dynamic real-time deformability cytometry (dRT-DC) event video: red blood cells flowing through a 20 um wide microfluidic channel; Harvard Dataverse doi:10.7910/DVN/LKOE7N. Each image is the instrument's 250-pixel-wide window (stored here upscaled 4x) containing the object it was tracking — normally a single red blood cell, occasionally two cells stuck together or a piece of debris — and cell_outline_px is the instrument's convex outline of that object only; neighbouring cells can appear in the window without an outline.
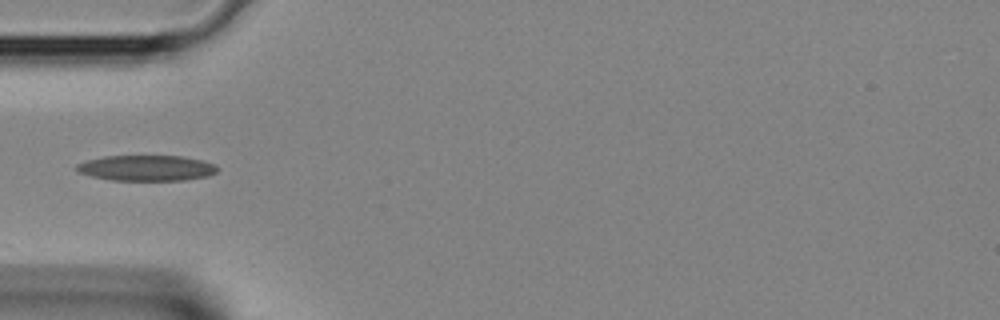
{"species": "Egyptian fruit bat (a non-hibernating species)", "species_latin": "Rousettus aegyptiacus", "temperature_condition": "room temperature", "stored_images_in_passage": 28, "camera_frame_rate_fps": 3000, "um_per_image_px": 0.085, "animal": {"sex": "female"}, "frame": {"image": 1, "passage_image": 1, "time_ms": 0.0, "image_size_px": [1000, 320], "cell_outline_px": [[220, 168], [216, 172], [208, 176], [184, 180], [112, 180], [92, 176], [76, 172], [76, 164], [88, 160], [104, 156], [180, 156], [200, 160], [216, 164]], "centroid_in_image_um": [12.46, 14.28], "position_along_channel_um": 72.5, "area_um2": 20.98}}
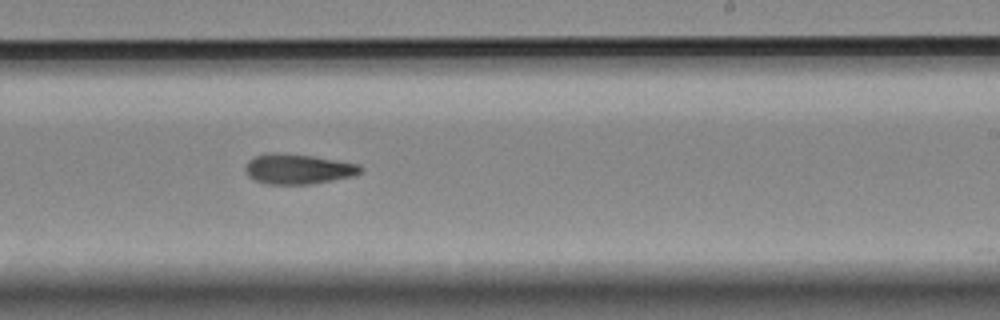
{"frame": {"image": 2, "passage_image": 12, "time_ms": 3.667, "image_size_px": [1000, 320], "cell_outline_px": [[364, 168], [356, 176], [312, 184], [268, 184], [256, 180], [248, 176], [244, 168], [248, 160], [252, 156], [272, 152], [276, 152], [312, 156], [360, 164]], "centroid_in_image_um": [25.34, 14.36], "position_along_channel_um": 263.7, "area_um2": 20.4}}
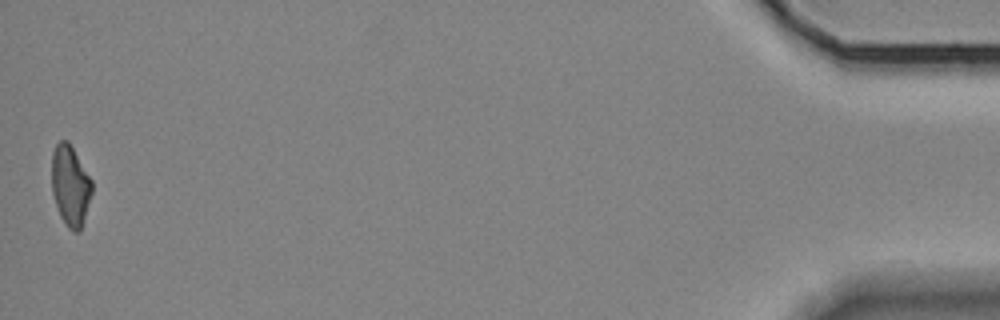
{"frame": {"image": 3, "passage_image": 27, "time_ms": 8.667, "image_size_px": [1000, 320], "cell_outline_px": [[92, 192], [80, 232], [72, 232], [64, 224], [60, 216], [52, 192], [52, 152], [56, 144], [60, 140], [68, 140], [92, 180]], "centroid_in_image_um": [5.97, 15.79], "position_along_channel_um": 429.2, "area_um2": 18.9}}